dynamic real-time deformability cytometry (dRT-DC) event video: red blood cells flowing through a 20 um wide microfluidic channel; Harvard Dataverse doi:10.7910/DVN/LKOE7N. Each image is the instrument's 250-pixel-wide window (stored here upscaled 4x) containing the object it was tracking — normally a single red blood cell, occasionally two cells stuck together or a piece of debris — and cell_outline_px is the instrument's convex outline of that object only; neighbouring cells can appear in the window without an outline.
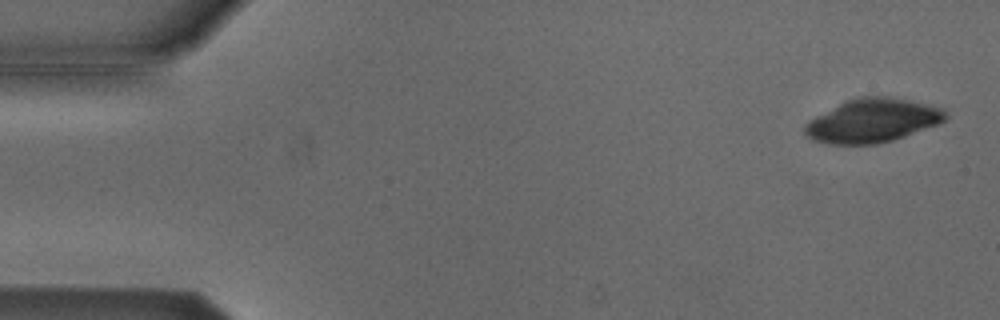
{"species": "Egyptian fruit bat (a non-hibernating species)", "species_latin": "Rousettus aegyptiacus", "temperature_condition": "cold", "stored_images_in_passage": 4, "camera_frame_rate_fps": 3000, "um_per_image_px": 0.085, "animal": {"sex": "male"}, "frame": {"image": 1, "passage_image": 1, "time_ms": 0.0, "image_size_px": [1000, 320], "cell_outline_px": [[948, 120], [940, 124], [892, 140], [876, 144], [832, 144], [812, 140], [804, 132], [804, 124], [808, 120], [856, 96], [888, 96], [908, 100], [944, 108], [948, 112]], "centroid_in_image_um": [74.21, 10.25], "position_along_channel_um": 10.8, "area_um2": 35.84}}